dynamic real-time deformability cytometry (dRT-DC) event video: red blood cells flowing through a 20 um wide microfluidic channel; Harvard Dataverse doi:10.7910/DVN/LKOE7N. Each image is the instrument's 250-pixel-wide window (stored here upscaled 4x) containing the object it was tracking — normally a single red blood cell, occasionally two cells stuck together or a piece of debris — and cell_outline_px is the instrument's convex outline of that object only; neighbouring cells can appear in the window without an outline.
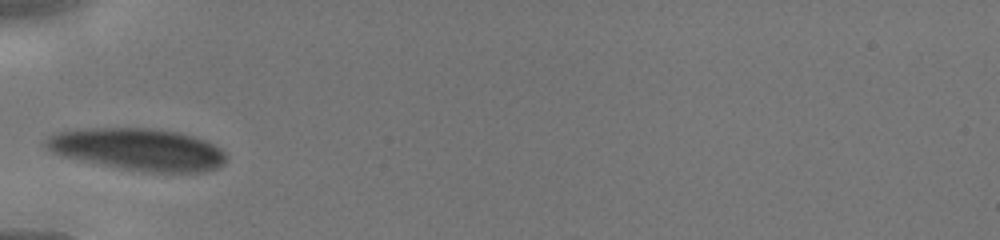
{"species": "human", "species_latin": "Homo sapiens", "temperature_condition": "cold", "stored_images_in_passage": 23, "camera_frame_rate_fps": 3000, "um_per_image_px": 0.085, "donor": {"sex": "male"}, "frame": {"image": 1, "passage_image": 1, "time_ms": 0.0, "image_size_px": [1000, 240], "cell_outline_px": [[228, 156], [224, 164], [220, 168], [204, 172], [148, 172], [100, 164], [60, 156], [52, 152], [44, 144], [44, 140], [56, 132], [92, 128], [144, 128], [176, 132], [192, 136], [204, 140], [220, 148]], "centroid_in_image_um": [11.76, 12.71], "position_along_channel_um": 73.2, "area_um2": 43.99}}
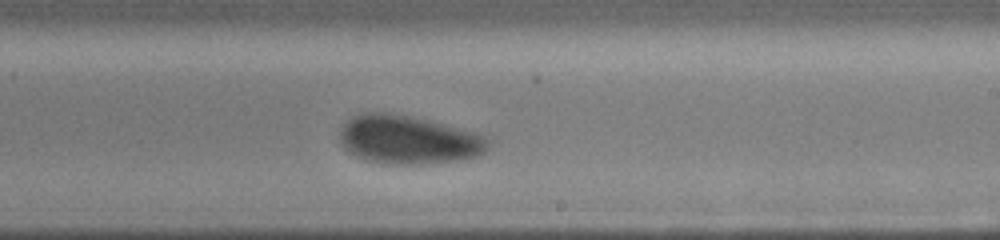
{"frame": {"image": 2, "passage_image": 13, "time_ms": 4.0, "image_size_px": [1000, 240], "cell_outline_px": [[492, 144], [484, 152], [476, 156], [460, 160], [428, 164], [384, 164], [364, 160], [348, 152], [344, 148], [340, 140], [340, 132], [344, 124], [348, 120], [356, 116], [372, 112], [380, 112], [408, 116], [428, 120], [476, 132], [492, 140]], "centroid_in_image_um": [34.75, 11.91], "position_along_channel_um": 254.3, "area_um2": 42.02}}
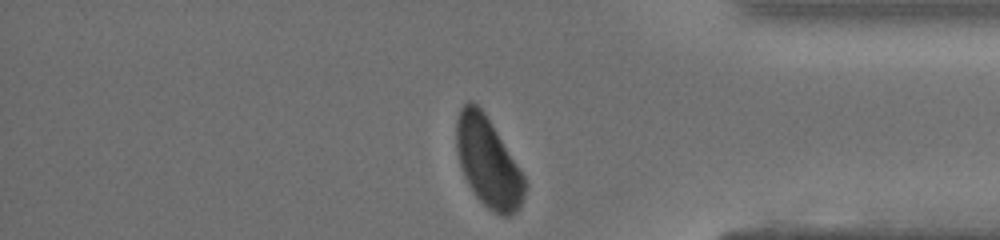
{"frame": {"image": 3, "passage_image": 23, "time_ms": 7.333, "image_size_px": [1000, 240], "cell_outline_px": [[528, 184], [524, 196], [516, 212], [508, 216], [504, 216], [488, 208], [476, 196], [468, 184], [464, 176], [460, 164], [456, 148], [456, 120], [460, 108], [468, 100], [472, 100], [484, 112], [492, 124], [524, 176]], "centroid_in_image_um": [41.47, 13.77], "position_along_channel_um": 393.7, "area_um2": 35.43}}